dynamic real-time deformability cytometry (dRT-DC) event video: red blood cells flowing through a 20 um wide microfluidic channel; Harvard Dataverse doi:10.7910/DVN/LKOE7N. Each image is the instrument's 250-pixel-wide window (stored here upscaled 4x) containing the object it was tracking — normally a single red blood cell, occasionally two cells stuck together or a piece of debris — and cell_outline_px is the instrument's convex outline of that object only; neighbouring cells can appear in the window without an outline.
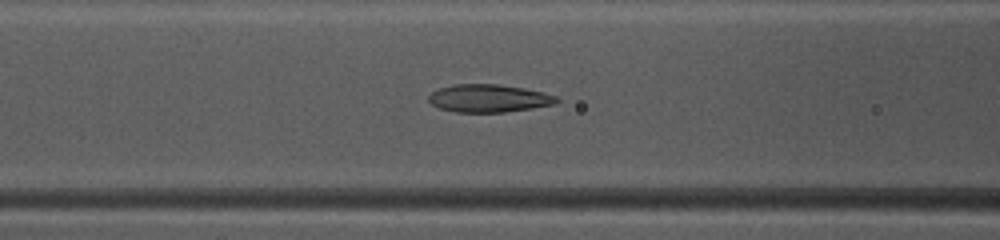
{"species": "common noctule bat (a hibernating species)", "species_latin": "Nyctalus noctula", "temperature_condition": "warm", "stored_images_in_passage": 43, "camera_frame_rate_fps": 3000, "um_per_image_px": 0.085, "animal": {"sex": "female", "body_mass_g": 10.0, "forearm_length_mm": 53.1}, "frame": {"image": 1, "passage_image": 15, "time_ms": 4.667, "image_size_px": [1000, 240], "cell_outline_px": [[560, 100], [552, 104], [532, 108], [504, 112], [456, 112], [440, 108], [432, 104], [428, 100], [428, 96], [432, 92], [440, 88], [456, 84], [500, 84], [524, 88], [544, 92], [556, 96]], "centroid_in_image_um": [41.54, 8.35], "position_along_channel_um": 125.1, "area_um2": 20.63}}
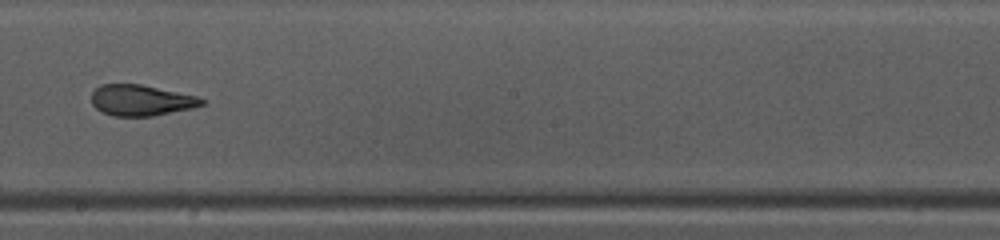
{"frame": {"image": 2, "passage_image": 23, "time_ms": 7.333, "image_size_px": [1000, 240], "cell_outline_px": [[208, 104], [192, 108], [152, 116], [112, 116], [100, 112], [92, 104], [92, 92], [100, 84], [140, 84], [196, 96], [208, 100]], "centroid_in_image_um": [12.0, 8.53], "position_along_channel_um": 236.2, "area_um2": 20.0}}
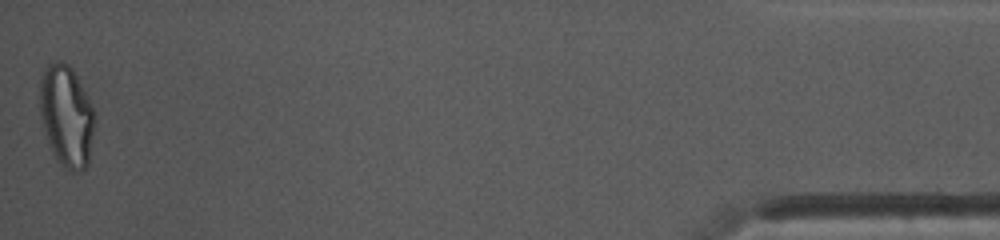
{"frame": {"image": 3, "passage_image": 43, "time_ms": 14.0, "image_size_px": [1000, 240], "cell_outline_px": [[92, 132], [88, 164], [80, 172], [72, 172], [64, 168], [56, 160], [52, 152], [40, 120], [40, 80], [44, 68], [48, 64], [60, 60], [68, 64], [72, 68], [92, 108]], "centroid_in_image_um": [5.59, 9.87], "position_along_channel_um": 429.6, "area_um2": 31.91}, "authors_computed_cell_mechanics": {"area_um2": 21.964, "velocity_mm_per_s": 4.1573, "shape_relaxation_time_tau1_ms": 7.6009, "shape_relaxation_time_tau2_ms": 1.1504, "deformation_change_tau1": 0.2473, "deformation_change_tau2": 0.0718}}